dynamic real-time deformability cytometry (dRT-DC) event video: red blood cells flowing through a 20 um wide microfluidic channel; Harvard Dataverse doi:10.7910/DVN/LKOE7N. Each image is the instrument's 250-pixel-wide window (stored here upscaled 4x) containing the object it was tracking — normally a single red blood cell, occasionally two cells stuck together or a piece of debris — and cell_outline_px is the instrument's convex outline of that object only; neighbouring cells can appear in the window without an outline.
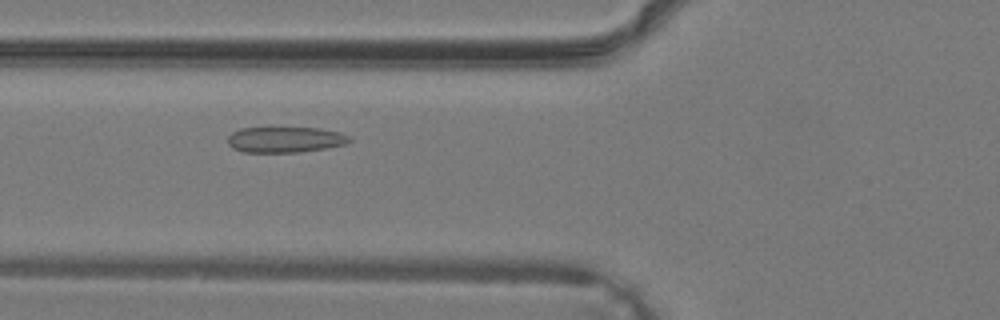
{"species": "common noctule bat (a hibernating species)", "species_latin": "Nyctalus noctula", "temperature_condition": "warm", "stored_images_in_passage": 38, "camera_frame_rate_fps": 3000, "um_per_image_px": 0.085, "animal": {"sex": "male", "body_mass_g": 19.2, "forearm_length_mm": 51.8}, "frame": {"image": 1, "passage_image": 14, "time_ms": 4.333, "image_size_px": [1000, 320], "cell_outline_px": [[352, 140], [344, 144], [328, 148], [300, 152], [244, 152], [232, 148], [228, 144], [228, 136], [232, 132], [240, 128], [272, 124], [320, 128], [340, 132], [348, 136]], "centroid_in_image_um": [24.19, 11.8], "position_along_channel_um": 101.6, "area_um2": 19.42}}
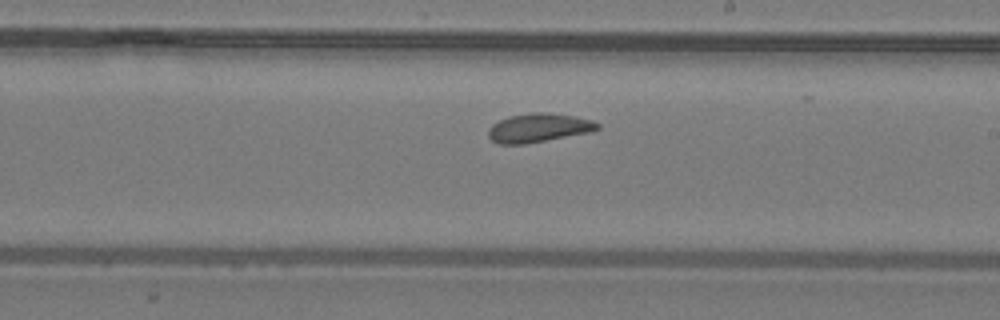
{"frame": {"image": 2, "passage_image": 22, "time_ms": 7.0, "image_size_px": [1000, 320], "cell_outline_px": [[600, 128], [588, 132], [524, 144], [500, 144], [492, 140], [488, 136], [488, 128], [492, 124], [508, 116], [532, 112], [544, 112], [572, 116], [592, 120], [600, 124]], "centroid_in_image_um": [45.74, 10.86], "position_along_channel_um": 243.3, "area_um2": 18.09}}
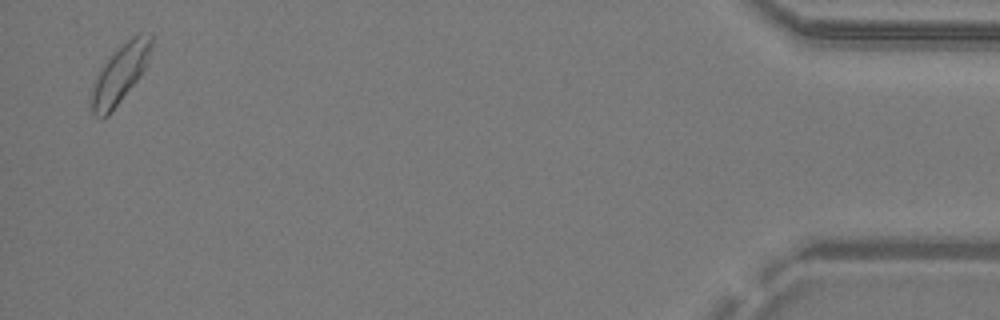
{"frame": {"image": 3, "passage_image": 37, "time_ms": 12.0, "image_size_px": [1000, 320], "cell_outline_px": [[152, 44], [148, 64], [136, 80], [108, 116], [100, 120], [92, 112], [92, 92], [96, 80], [104, 64], [136, 32], [152, 32]], "centroid_in_image_um": [10.26, 6.25], "position_along_channel_um": 424.9, "area_um2": 19.71}}